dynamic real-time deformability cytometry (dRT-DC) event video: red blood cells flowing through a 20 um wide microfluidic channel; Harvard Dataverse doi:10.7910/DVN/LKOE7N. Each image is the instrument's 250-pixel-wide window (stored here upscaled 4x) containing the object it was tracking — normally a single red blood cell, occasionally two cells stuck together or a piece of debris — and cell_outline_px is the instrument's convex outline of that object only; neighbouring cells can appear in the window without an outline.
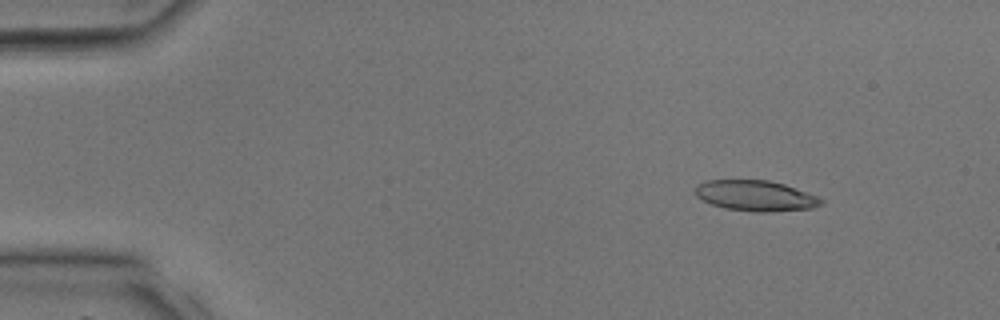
{"species": "common noctule bat (a hibernating species)", "species_latin": "Nyctalus noctula", "temperature_condition": "room temperature", "stored_images_in_passage": 35, "camera_frame_rate_fps": 3000, "um_per_image_px": 0.085, "animal": {"sex": "male", "body_mass_g": 17.9, "forearm_length_mm": 54.2}, "frame": {"image": 1, "passage_image": 2, "time_ms": 0.333, "image_size_px": [1000, 320], "cell_outline_px": [[824, 204], [812, 208], [768, 212], [756, 212], [724, 208], [712, 204], [696, 196], [696, 184], [704, 180], [768, 180], [784, 184], [816, 196], [824, 200]], "centroid_in_image_um": [64.22, 16.63], "position_along_channel_um": 20.8, "area_um2": 22.37}}
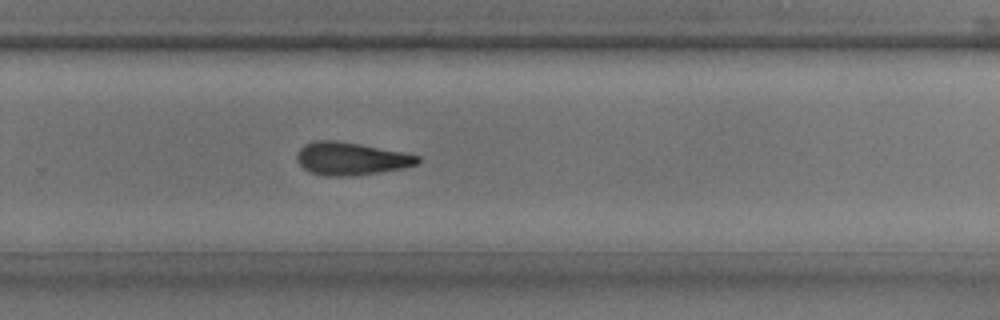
{"frame": {"image": 2, "passage_image": 23, "time_ms": 7.333, "image_size_px": [1000, 320], "cell_outline_px": [[420, 160], [416, 164], [404, 168], [380, 172], [352, 176], [324, 176], [308, 172], [296, 160], [296, 152], [304, 144], [316, 140], [336, 140], [360, 144], [420, 156]], "centroid_in_image_um": [29.77, 13.49], "position_along_channel_um": 300.0, "area_um2": 23.12}}
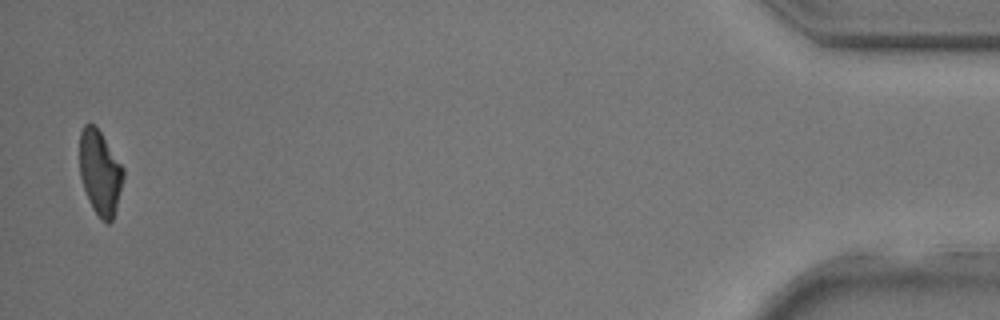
{"frame": {"image": 3, "passage_image": 35, "time_ms": 11.333, "image_size_px": [1000, 320], "cell_outline_px": [[124, 176], [116, 208], [112, 220], [108, 224], [100, 220], [92, 208], [84, 188], [80, 176], [80, 132], [84, 124], [96, 124], [124, 168]], "centroid_in_image_um": [8.5, 14.66], "position_along_channel_um": 426.7, "area_um2": 21.62}}